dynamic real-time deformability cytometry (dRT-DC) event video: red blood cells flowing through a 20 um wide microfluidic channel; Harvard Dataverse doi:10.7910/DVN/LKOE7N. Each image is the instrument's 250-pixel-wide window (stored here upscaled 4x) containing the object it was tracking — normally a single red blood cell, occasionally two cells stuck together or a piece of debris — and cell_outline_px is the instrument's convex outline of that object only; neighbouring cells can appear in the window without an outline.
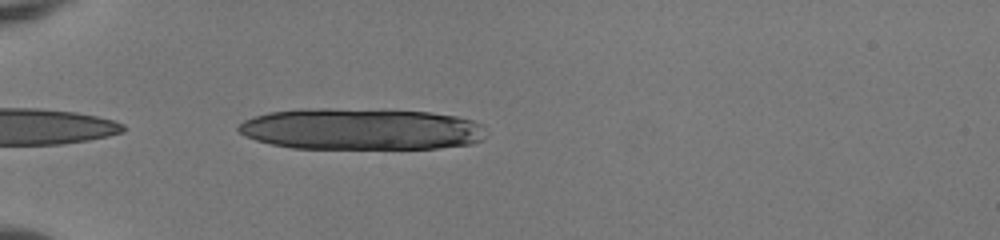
{"species": "human", "species_latin": "Homo sapiens", "temperature_condition": "room temperature", "stored_images_in_passage": 2, "camera_frame_rate_fps": 3000, "um_per_image_px": 0.085, "donor": {"sex": "female"}, "frame": {"image": 1, "passage_image": 1, "time_ms": 0.0, "image_size_px": [1000, 240], "cell_outline_px": [[484, 136], [480, 140], [472, 144], [436, 148], [292, 148], [272, 144], [256, 140], [244, 136], [236, 128], [244, 120], [268, 112], [300, 108], [332, 108], [432, 112], [456, 116], [472, 120], [484, 124]], "centroid_in_image_um": [30.68, 10.96], "position_along_channel_um": 54.3, "area_um2": 60.11}}